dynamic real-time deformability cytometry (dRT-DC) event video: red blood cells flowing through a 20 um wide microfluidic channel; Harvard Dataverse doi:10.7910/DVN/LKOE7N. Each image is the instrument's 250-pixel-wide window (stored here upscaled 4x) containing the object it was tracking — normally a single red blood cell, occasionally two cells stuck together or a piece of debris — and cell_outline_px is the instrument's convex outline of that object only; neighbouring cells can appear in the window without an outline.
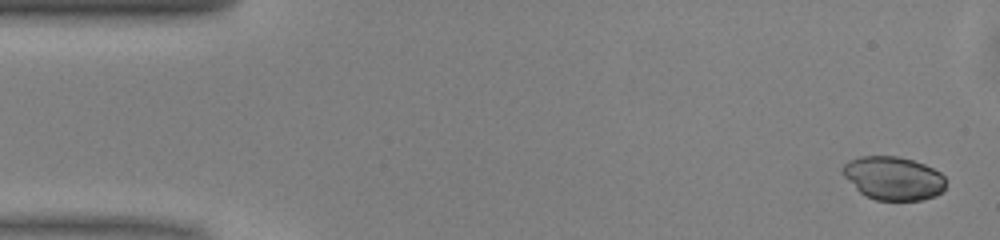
{"species": "common noctule bat (a hibernating species)", "species_latin": "Nyctalus noctula", "temperature_condition": "warm", "stored_images_in_passage": 49, "camera_frame_rate_fps": 3000, "um_per_image_px": 0.085, "animal": {"sex": "male", "body_mass_g": 13.0, "forearm_length_mm": 53.1}, "frame": {"image": 1, "passage_image": 1, "time_ms": 0.0, "image_size_px": [1000, 240], "cell_outline_px": [[944, 188], [936, 196], [920, 200], [876, 200], [860, 192], [840, 172], [840, 168], [848, 160], [860, 156], [900, 156], [924, 164], [940, 172], [944, 176]], "centroid_in_image_um": [75.9, 15.13], "position_along_channel_um": 9.1, "area_um2": 26.07}}
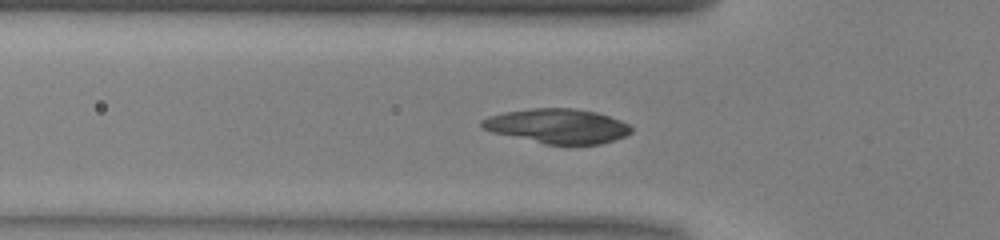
{"frame": {"image": 2, "passage_image": 15, "time_ms": 4.667, "image_size_px": [1000, 240], "cell_outline_px": [[632, 132], [624, 136], [600, 144], [544, 144], [492, 132], [480, 128], [480, 120], [488, 116], [504, 112], [532, 108], [572, 108], [596, 112], [632, 124]], "centroid_in_image_um": [47.36, 10.71], "position_along_channel_um": 78.4, "area_um2": 30.17}}
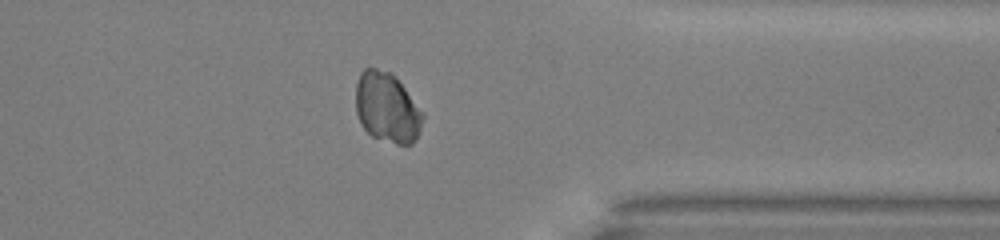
{"frame": {"image": 3, "passage_image": 38, "time_ms": 12.333, "image_size_px": [1000, 240], "cell_outline_px": [[424, 116], [416, 140], [412, 144], [396, 144], [372, 136], [360, 124], [356, 112], [356, 84], [360, 72], [364, 68], [376, 68], [388, 72], [396, 76], [424, 112]], "centroid_in_image_um": [32.9, 9.14], "position_along_channel_um": 378.5, "area_um2": 27.57}}